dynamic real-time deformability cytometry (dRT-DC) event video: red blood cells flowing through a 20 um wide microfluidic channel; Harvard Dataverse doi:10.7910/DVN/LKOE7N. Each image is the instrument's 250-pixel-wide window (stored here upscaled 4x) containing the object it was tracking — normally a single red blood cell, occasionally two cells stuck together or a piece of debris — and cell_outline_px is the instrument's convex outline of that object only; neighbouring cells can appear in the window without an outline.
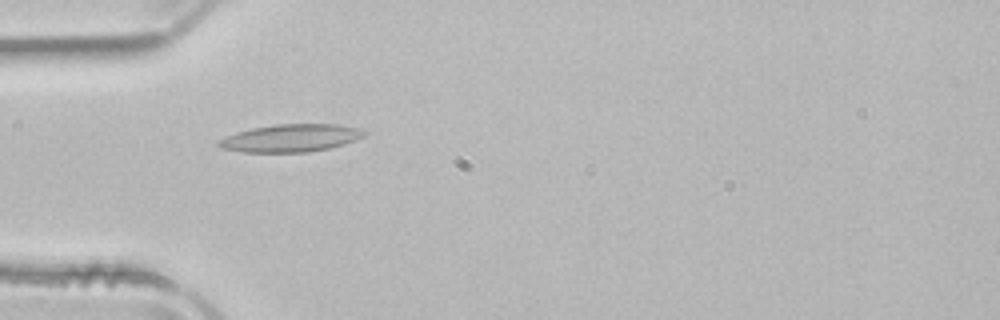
{"species": "common noctule bat (a hibernating species)", "species_latin": "Nyctalus noctula", "temperature_condition": "room temperature", "stored_images_in_passage": 51, "camera_frame_rate_fps": 3000, "um_per_image_px": 0.085, "animal": {"sex": "male", "body_mass_g": 21.5, "forearm_length_mm": 52.0}, "frame": {"image": 1, "passage_image": 15, "time_ms": 4.667, "image_size_px": [1000, 320], "cell_outline_px": [[368, 132], [364, 136], [356, 140], [344, 144], [328, 148], [308, 152], [244, 152], [220, 148], [216, 144], [216, 140], [236, 132], [252, 128], [276, 124], [336, 124], [360, 128]], "centroid_in_image_um": [24.7, 11.73], "position_along_channel_um": 60.3, "area_um2": 23.58}}
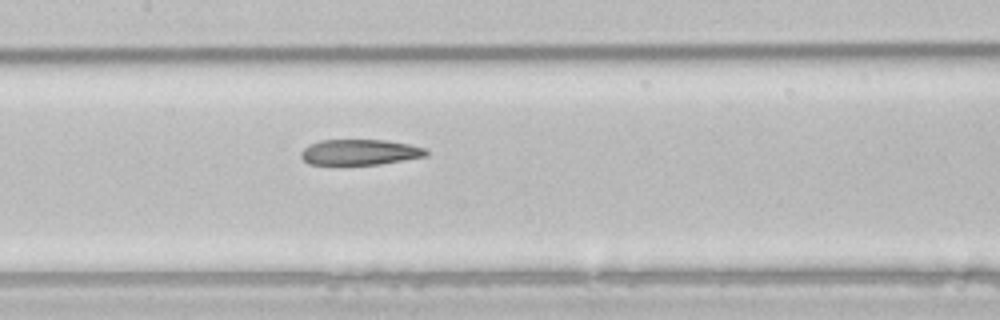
{"frame": {"image": 2, "passage_image": 24, "time_ms": 7.667, "image_size_px": [1000, 320], "cell_outline_px": [[428, 156], [380, 164], [308, 164], [300, 156], [300, 152], [308, 144], [320, 140], [384, 140], [408, 144], [424, 148], [428, 152]], "centroid_in_image_um": [30.56, 12.93], "position_along_channel_um": 176.8, "area_um2": 18.61}}
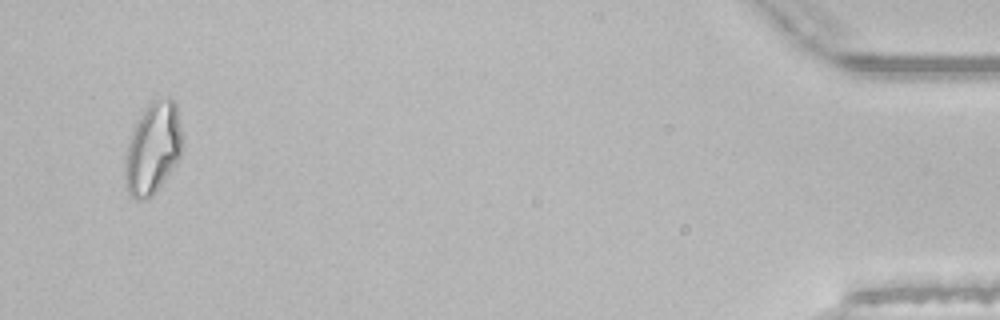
{"frame": {"image": 3, "passage_image": 49, "time_ms": 16.0, "image_size_px": [1000, 320], "cell_outline_px": [[180, 156], [152, 196], [144, 200], [136, 200], [128, 196], [124, 188], [124, 156], [132, 132], [136, 124], [152, 100], [160, 96], [168, 96], [176, 104], [180, 128]], "centroid_in_image_um": [12.93, 12.65], "position_along_channel_um": 422.3, "area_um2": 30.29}, "authors_computed_cell_mechanics": {"area_um2": 22.1952, "velocity_mm_per_s": 3.9537, "shape_relaxation_time_tau1_ms": null, "shape_relaxation_time_tau2_ms": 3.6918, "deformation_change_tau1": null, "deformation_change_tau2": 0.129}}